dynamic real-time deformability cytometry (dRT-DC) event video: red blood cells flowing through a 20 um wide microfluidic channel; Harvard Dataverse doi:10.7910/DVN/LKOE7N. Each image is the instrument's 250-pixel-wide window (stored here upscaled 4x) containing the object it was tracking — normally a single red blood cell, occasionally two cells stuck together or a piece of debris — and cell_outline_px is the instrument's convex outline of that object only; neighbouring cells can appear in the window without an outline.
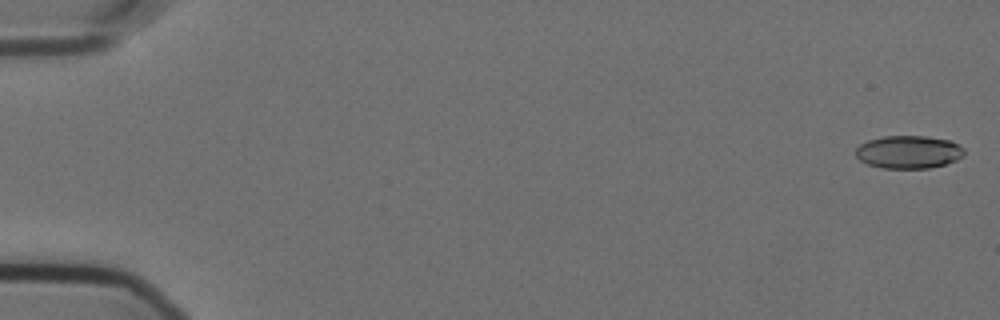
{"species": "Egyptian fruit bat (a non-hibernating species)", "species_latin": "Rousettus aegyptiacus", "temperature_condition": "cold", "stored_images_in_passage": 24, "camera_frame_rate_fps": 3000, "um_per_image_px": 0.085, "animal": {"sex": "female"}, "frame": {"image": 1, "passage_image": 1, "time_ms": 0.0, "image_size_px": [1000, 320], "cell_outline_px": [[964, 156], [956, 160], [944, 164], [928, 168], [884, 168], [868, 164], [860, 160], [856, 156], [856, 148], [860, 144], [868, 140], [884, 136], [928, 136], [952, 140], [964, 148]], "centroid_in_image_um": [77.26, 12.91], "position_along_channel_um": 7.7, "area_um2": 20.87}}
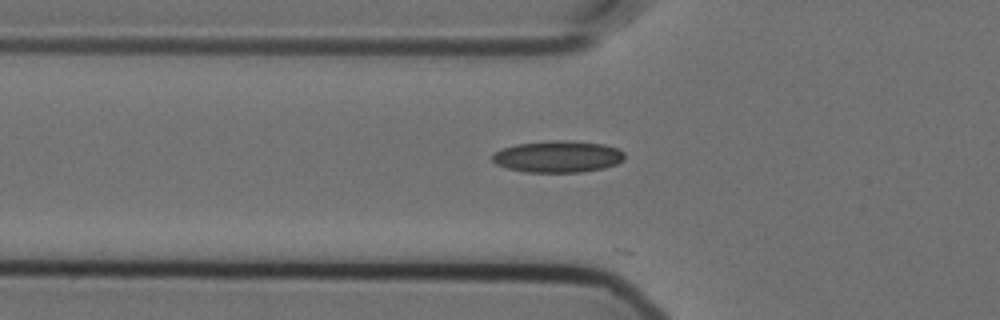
{"frame": {"image": 2, "passage_image": 20, "time_ms": 6.333, "image_size_px": [1000, 320], "cell_outline_px": [[624, 160], [616, 164], [604, 168], [580, 172], [524, 172], [508, 168], [496, 164], [492, 160], [492, 156], [496, 152], [504, 148], [516, 144], [552, 140], [572, 140], [604, 144], [616, 148], [624, 152]], "centroid_in_image_um": [47.44, 13.3], "position_along_channel_um": 78.4, "area_um2": 24.45}}
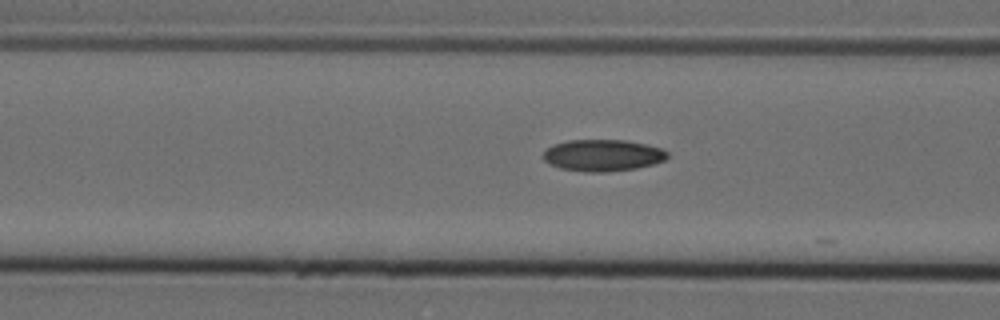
{"frame": {"image": 3, "passage_image": 23, "time_ms": 7.333, "image_size_px": [1000, 320], "cell_outline_px": [[668, 156], [664, 160], [652, 164], [636, 168], [604, 172], [584, 172], [560, 168], [548, 164], [540, 156], [552, 144], [568, 140], [624, 140], [648, 144], [660, 148], [668, 152]], "centroid_in_image_um": [51.19, 13.2], "position_along_channel_um": 115.4, "area_um2": 23.06}}